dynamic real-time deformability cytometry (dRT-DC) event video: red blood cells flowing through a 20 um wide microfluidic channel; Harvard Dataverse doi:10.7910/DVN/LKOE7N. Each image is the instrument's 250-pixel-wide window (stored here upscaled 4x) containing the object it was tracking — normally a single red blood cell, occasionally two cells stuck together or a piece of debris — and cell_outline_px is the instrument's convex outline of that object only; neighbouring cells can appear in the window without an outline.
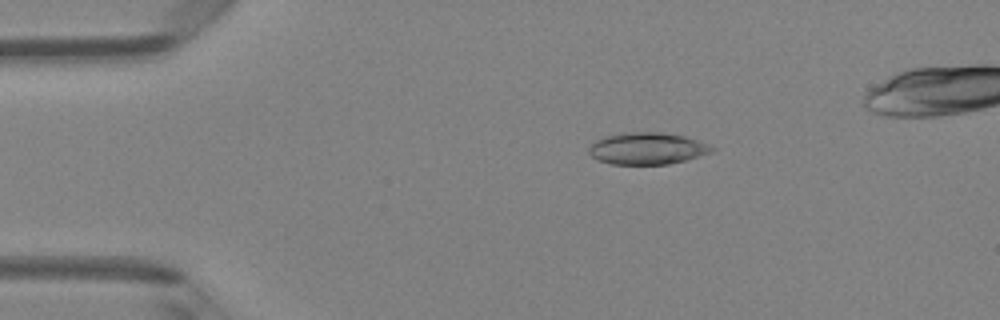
{"species": "Egyptian fruit bat (a non-hibernating species)", "species_latin": "Rousettus aegyptiacus", "temperature_condition": "room temperature", "stored_images_in_passage": 42, "camera_frame_rate_fps": 3000, "um_per_image_px": 0.085, "animal": {"sex": "female"}, "frame": {"image": 1, "passage_image": 3, "time_ms": 0.667, "image_size_px": [1000, 320], "cell_outline_px": [[716, 148], [712, 152], [700, 156], [668, 164], [612, 164], [596, 160], [588, 152], [588, 148], [596, 140], [604, 136], [632, 132], [660, 132], [684, 136], [708, 144]], "centroid_in_image_um": [55.0, 12.62], "position_along_channel_um": 30.0, "area_um2": 22.72}}
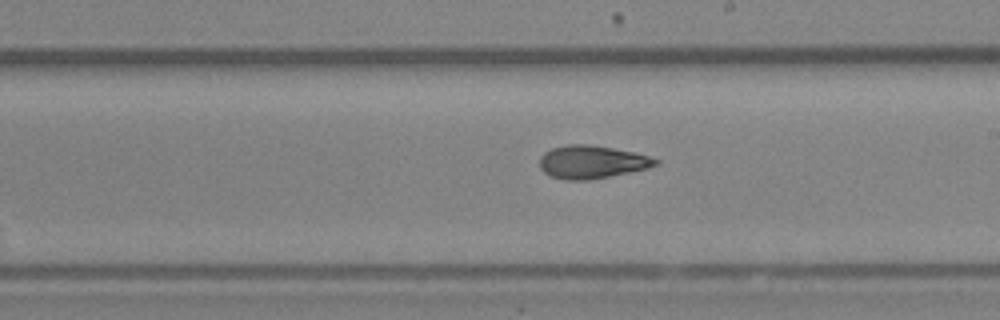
{"frame": {"image": 2, "passage_image": 22, "time_ms": 7.0, "image_size_px": [1000, 320], "cell_outline_px": [[660, 164], [648, 168], [588, 180], [564, 180], [552, 176], [544, 172], [540, 168], [540, 156], [544, 152], [552, 148], [568, 144], [588, 144], [612, 148], [632, 152], [648, 156], [660, 160]], "centroid_in_image_um": [50.29, 13.76], "position_along_channel_um": 238.7, "area_um2": 22.14}}
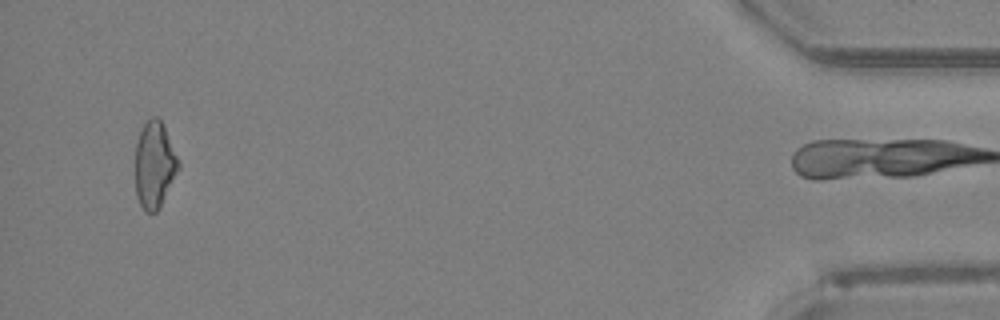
{"frame": {"image": 3, "passage_image": 41, "time_ms": 13.333, "image_size_px": [1000, 320], "cell_outline_px": [[180, 168], [160, 208], [156, 212], [144, 212], [136, 196], [136, 144], [140, 132], [144, 124], [152, 116], [156, 116], [164, 124], [180, 160]], "centroid_in_image_um": [13.16, 14.02], "position_along_channel_um": 422.0, "area_um2": 22.08}, "authors_computed_cell_mechanics": {"area_um2": 22.1374, "velocity_mm_per_s": 4.1495, "shape_relaxation_time_tau1_ms": 6.14, "shape_relaxation_time_tau2_ms": 4.7653, "deformation_change_tau1": 0.1895, "deformation_change_tau2": 0.1157}}